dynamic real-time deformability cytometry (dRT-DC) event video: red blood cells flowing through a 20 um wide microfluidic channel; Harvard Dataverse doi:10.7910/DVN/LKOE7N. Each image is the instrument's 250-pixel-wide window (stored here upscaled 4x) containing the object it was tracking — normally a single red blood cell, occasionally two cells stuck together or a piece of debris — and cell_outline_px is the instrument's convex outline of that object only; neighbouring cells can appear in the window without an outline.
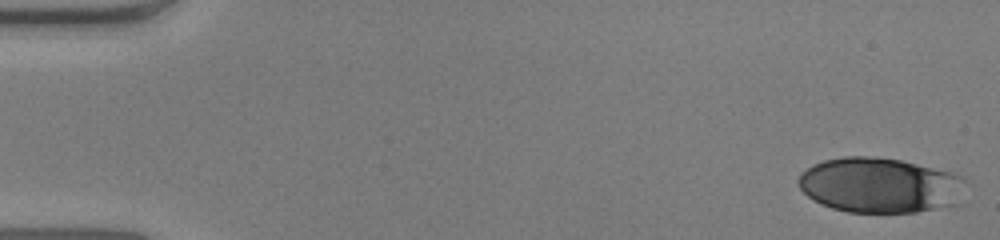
{"species": "human", "species_latin": "Homo sapiens", "temperature_condition": "warm", "stored_images_in_passage": 52, "camera_frame_rate_fps": 3000, "um_per_image_px": 0.085, "donor": {"sex": "male"}, "frame": {"image": 1, "passage_image": 1, "time_ms": 0.0, "image_size_px": [1000, 240], "cell_outline_px": [[968, 180], [956, 204], [916, 212], [848, 212], [832, 208], [820, 204], [812, 200], [800, 188], [796, 180], [800, 172], [812, 164], [824, 160], [844, 156], [864, 156], [900, 160], [952, 172], [964, 176]], "centroid_in_image_um": [74.77, 15.74], "position_along_channel_um": 10.2, "area_um2": 54.1}}